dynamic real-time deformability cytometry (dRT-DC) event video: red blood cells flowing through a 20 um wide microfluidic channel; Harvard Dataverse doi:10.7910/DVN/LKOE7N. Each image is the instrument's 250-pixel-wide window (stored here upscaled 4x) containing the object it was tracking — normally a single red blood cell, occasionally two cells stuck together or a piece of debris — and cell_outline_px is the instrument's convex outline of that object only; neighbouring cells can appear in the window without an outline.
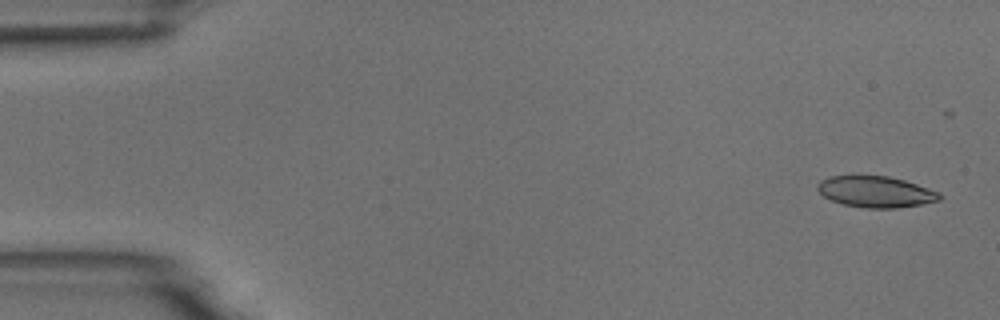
{"species": "common noctule bat (a hibernating species)", "species_latin": "Nyctalus noctula", "temperature_condition": "room temperature", "stored_images_in_passage": 6, "camera_frame_rate_fps": 3000, "um_per_image_px": 0.085, "animal": {"sex": "male", "body_mass_g": 18.8}, "frame": {"image": 1, "passage_image": 1, "time_ms": 0.0, "image_size_px": [1000, 320], "cell_outline_px": [[944, 196], [940, 200], [920, 204], [896, 208], [864, 208], [844, 204], [832, 200], [824, 196], [816, 188], [816, 184], [820, 180], [832, 176], [856, 172], [888, 176], [904, 180], [940, 192]], "centroid_in_image_um": [74.4, 16.25], "position_along_channel_um": 10.6, "area_um2": 22.89}}